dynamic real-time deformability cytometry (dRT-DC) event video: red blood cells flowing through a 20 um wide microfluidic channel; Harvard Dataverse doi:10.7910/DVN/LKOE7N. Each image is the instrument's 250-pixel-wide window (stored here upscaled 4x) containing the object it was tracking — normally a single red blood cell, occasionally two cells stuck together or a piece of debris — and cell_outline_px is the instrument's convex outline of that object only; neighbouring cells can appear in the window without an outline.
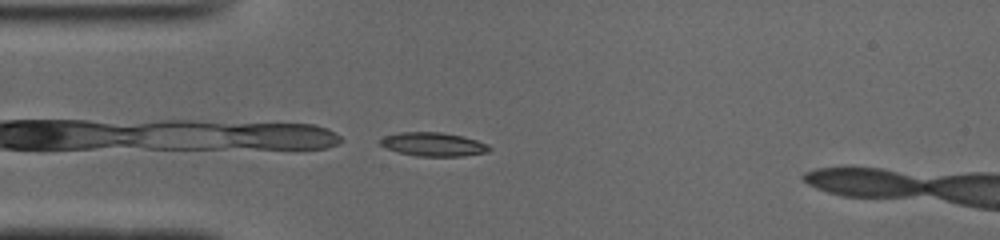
{"species": "common noctule bat (a hibernating species)", "species_latin": "Nyctalus noctula", "temperature_condition": "cold", "stored_images_in_passage": 33, "camera_frame_rate_fps": 3000, "um_per_image_px": 0.085, "animal": {"sex": "male", "body_mass_g": 19.0, "forearm_length_mm": 50.8}, "frame": {"image": 1, "passage_image": 1, "time_ms": 0.0, "image_size_px": [1000, 240], "cell_outline_px": [[492, 148], [488, 152], [460, 156], [416, 156], [400, 152], [388, 148], [380, 144], [380, 140], [384, 136], [400, 132], [440, 132], [460, 136], [476, 140]], "centroid_in_image_um": [36.81, 12.26], "position_along_channel_um": 48.2, "area_um2": 14.74}}
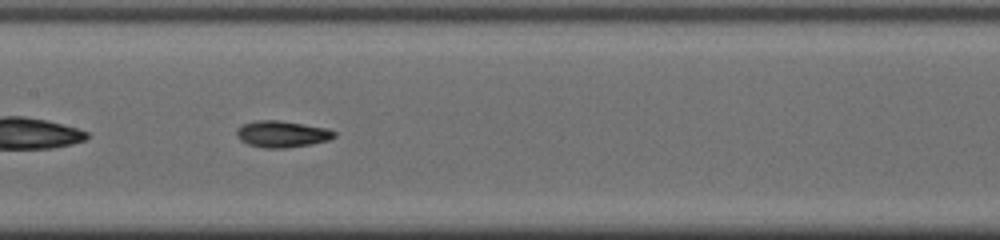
{"frame": {"image": 2, "passage_image": 12, "time_ms": 3.667, "image_size_px": [1000, 240], "cell_outline_px": [[336, 136], [328, 140], [312, 144], [284, 148], [264, 148], [248, 144], [240, 140], [236, 132], [244, 124], [256, 120], [280, 120], [328, 128], [336, 132]], "centroid_in_image_um": [24.01, 11.39], "position_along_channel_um": 183.4, "area_um2": 15.03}}
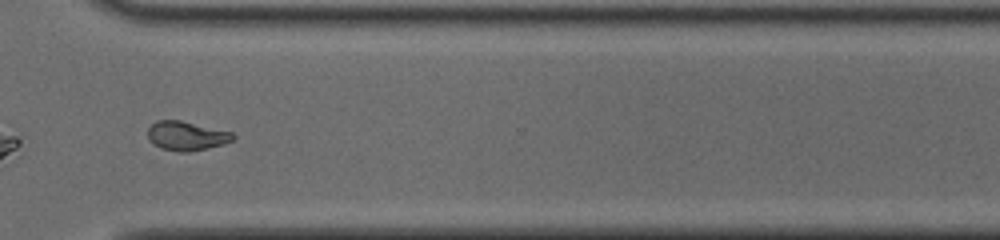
{"frame": {"image": 3, "passage_image": 25, "time_ms": 8.0, "image_size_px": [1000, 240], "cell_outline_px": [[236, 140], [224, 144], [208, 148], [188, 152], [176, 152], [160, 148], [148, 136], [148, 128], [156, 120], [180, 120], [232, 132], [236, 136]], "centroid_in_image_um": [15.9, 11.55], "position_along_channel_um": 354.7, "area_um2": 14.51}, "authors_computed_cell_mechanics": {"area_um2": 14.5078, "velocity_mm_per_s": 3.9415, "shape_relaxation_time_tau1_ms": 2.701, "shape_relaxation_time_tau2_ms": 2.384, "deformation_change_tau1": 0.1579, "deformation_change_tau2": 0.0875}}